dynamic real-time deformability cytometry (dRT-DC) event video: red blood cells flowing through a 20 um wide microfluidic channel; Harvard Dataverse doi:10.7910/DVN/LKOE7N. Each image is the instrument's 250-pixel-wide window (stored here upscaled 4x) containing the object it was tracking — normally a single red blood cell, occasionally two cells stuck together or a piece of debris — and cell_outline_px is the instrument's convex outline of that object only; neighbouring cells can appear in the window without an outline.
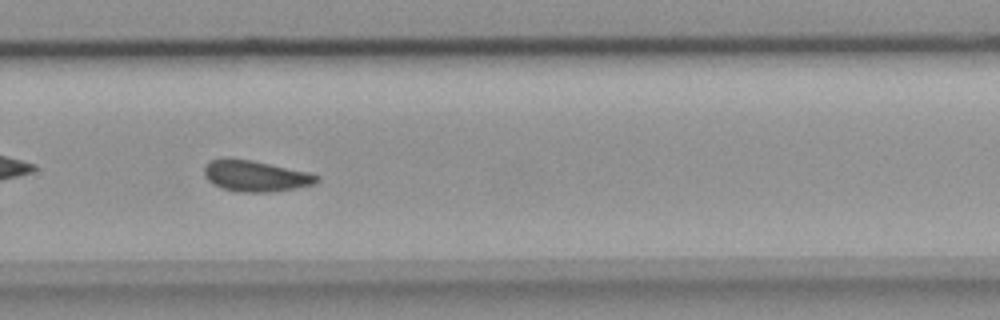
{"species": "common noctule bat (a hibernating species)", "species_latin": "Nyctalus noctula", "temperature_condition": "room temperature", "stored_images_in_passage": 35, "camera_frame_rate_fps": 3000, "um_per_image_px": 0.085, "animal": {"sex": "female", "body_mass_g": 18.4}, "frame": {"image": 1, "passage_image": 20, "time_ms": 6.333, "image_size_px": [1000, 320], "cell_outline_px": [[320, 180], [316, 184], [296, 188], [268, 192], [240, 192], [224, 188], [212, 184], [204, 176], [204, 168], [208, 160], [252, 160], [308, 172], [320, 176]], "centroid_in_image_um": [21.76, 14.98], "position_along_channel_um": 308.0, "area_um2": 20.06}}
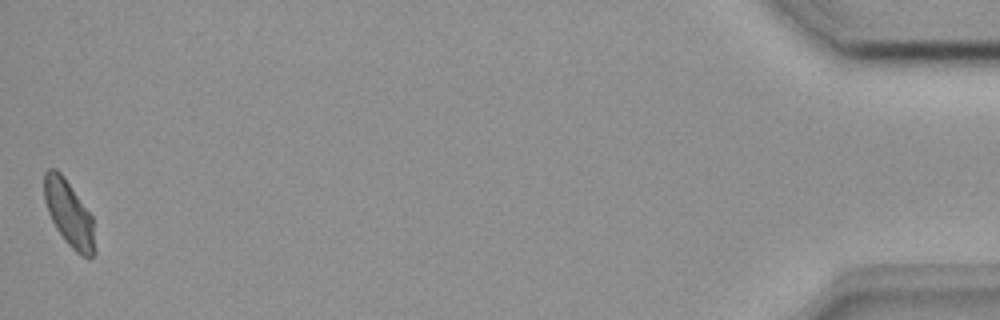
{"frame": {"image": 2, "passage_image": 35, "time_ms": 11.333, "image_size_px": [1000, 320], "cell_outline_px": [[96, 252], [88, 260], [76, 252], [64, 240], [56, 228], [48, 212], [44, 200], [44, 172], [48, 168], [56, 168], [60, 172], [92, 216], [96, 248]], "centroid_in_image_um": [5.87, 18.19], "position_along_channel_um": 429.3, "area_um2": 19.42}}